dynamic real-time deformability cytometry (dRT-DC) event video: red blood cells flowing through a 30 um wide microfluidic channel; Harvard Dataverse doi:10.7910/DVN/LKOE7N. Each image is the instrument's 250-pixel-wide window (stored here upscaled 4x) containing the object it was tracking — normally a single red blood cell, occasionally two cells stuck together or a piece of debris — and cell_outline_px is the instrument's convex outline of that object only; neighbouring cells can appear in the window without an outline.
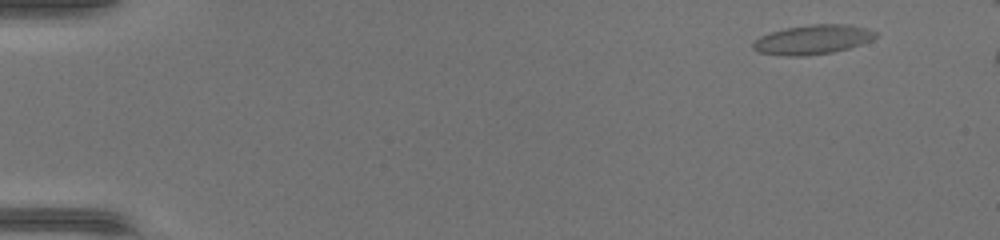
{"species": "common noctule bat (a hibernating species)", "species_latin": "Nyctalus noctula", "temperature_condition": "warm", "stored_images_in_passage": 6, "camera_frame_rate_fps": 3000, "um_per_image_px": 0.085, "animal": {"sex": "female", "body_mass_g": 17.0, "forearm_length_mm": 48.0}, "frame": {"image": 1, "passage_image": 1, "time_ms": 0.0, "image_size_px": [1000, 240], "cell_outline_px": [[876, 36], [872, 40], [848, 48], [832, 52], [804, 56], [788, 56], [760, 52], [752, 48], [752, 44], [760, 36], [772, 32], [788, 28], [812, 24], [840, 24], [864, 28], [876, 32]], "centroid_in_image_um": [69.06, 3.37], "position_along_channel_um": 15.9, "area_um2": 20.52}}